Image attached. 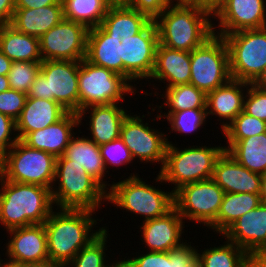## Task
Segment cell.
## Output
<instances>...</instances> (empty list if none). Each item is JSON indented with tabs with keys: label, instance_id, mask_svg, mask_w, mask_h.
Listing matches in <instances>:
<instances>
[{
	"label": "cell",
	"instance_id": "1",
	"mask_svg": "<svg viewBox=\"0 0 266 267\" xmlns=\"http://www.w3.org/2000/svg\"><path fill=\"white\" fill-rule=\"evenodd\" d=\"M152 20L123 3H113L97 27L87 36L86 59L126 78L127 40L140 33Z\"/></svg>",
	"mask_w": 266,
	"mask_h": 267
},
{
	"label": "cell",
	"instance_id": "2",
	"mask_svg": "<svg viewBox=\"0 0 266 267\" xmlns=\"http://www.w3.org/2000/svg\"><path fill=\"white\" fill-rule=\"evenodd\" d=\"M94 211L60 208L58 212H51L44 222L50 262L66 265L103 231L105 227L92 230L97 224V220L92 218Z\"/></svg>",
	"mask_w": 266,
	"mask_h": 267
},
{
	"label": "cell",
	"instance_id": "3",
	"mask_svg": "<svg viewBox=\"0 0 266 267\" xmlns=\"http://www.w3.org/2000/svg\"><path fill=\"white\" fill-rule=\"evenodd\" d=\"M0 224L6 231L44 224L55 208L51 189L7 181L0 175Z\"/></svg>",
	"mask_w": 266,
	"mask_h": 267
},
{
	"label": "cell",
	"instance_id": "4",
	"mask_svg": "<svg viewBox=\"0 0 266 267\" xmlns=\"http://www.w3.org/2000/svg\"><path fill=\"white\" fill-rule=\"evenodd\" d=\"M211 14L197 6H170L155 20L159 44L191 52L214 35ZM210 18V19H209Z\"/></svg>",
	"mask_w": 266,
	"mask_h": 267
},
{
	"label": "cell",
	"instance_id": "5",
	"mask_svg": "<svg viewBox=\"0 0 266 267\" xmlns=\"http://www.w3.org/2000/svg\"><path fill=\"white\" fill-rule=\"evenodd\" d=\"M58 183H55L57 182ZM58 184V186L54 185ZM51 189L54 206L60 208L90 209L100 208L107 201V190L83 166L73 163L64 155L57 157L55 179ZM103 200V201H102ZM59 207V208H58Z\"/></svg>",
	"mask_w": 266,
	"mask_h": 267
},
{
	"label": "cell",
	"instance_id": "6",
	"mask_svg": "<svg viewBox=\"0 0 266 267\" xmlns=\"http://www.w3.org/2000/svg\"><path fill=\"white\" fill-rule=\"evenodd\" d=\"M163 168L159 171L156 182L174 184L173 192L181 186L212 178L217 158L224 151V146H192L184 149L167 141Z\"/></svg>",
	"mask_w": 266,
	"mask_h": 267
},
{
	"label": "cell",
	"instance_id": "7",
	"mask_svg": "<svg viewBox=\"0 0 266 267\" xmlns=\"http://www.w3.org/2000/svg\"><path fill=\"white\" fill-rule=\"evenodd\" d=\"M107 200L118 209L144 217V221L165 216L174 208V192L146 184L137 173L109 184Z\"/></svg>",
	"mask_w": 266,
	"mask_h": 267
},
{
	"label": "cell",
	"instance_id": "8",
	"mask_svg": "<svg viewBox=\"0 0 266 267\" xmlns=\"http://www.w3.org/2000/svg\"><path fill=\"white\" fill-rule=\"evenodd\" d=\"M80 61L43 60L27 97L58 102L68 112H79Z\"/></svg>",
	"mask_w": 266,
	"mask_h": 267
},
{
	"label": "cell",
	"instance_id": "9",
	"mask_svg": "<svg viewBox=\"0 0 266 267\" xmlns=\"http://www.w3.org/2000/svg\"><path fill=\"white\" fill-rule=\"evenodd\" d=\"M56 157L18 140L1 158L0 175L7 181L53 188Z\"/></svg>",
	"mask_w": 266,
	"mask_h": 267
},
{
	"label": "cell",
	"instance_id": "10",
	"mask_svg": "<svg viewBox=\"0 0 266 267\" xmlns=\"http://www.w3.org/2000/svg\"><path fill=\"white\" fill-rule=\"evenodd\" d=\"M79 111L94 105L120 103L127 94L137 93L136 87L122 75L94 65L86 58L78 70Z\"/></svg>",
	"mask_w": 266,
	"mask_h": 267
},
{
	"label": "cell",
	"instance_id": "11",
	"mask_svg": "<svg viewBox=\"0 0 266 267\" xmlns=\"http://www.w3.org/2000/svg\"><path fill=\"white\" fill-rule=\"evenodd\" d=\"M232 79L253 83L266 68V27L223 36Z\"/></svg>",
	"mask_w": 266,
	"mask_h": 267
},
{
	"label": "cell",
	"instance_id": "12",
	"mask_svg": "<svg viewBox=\"0 0 266 267\" xmlns=\"http://www.w3.org/2000/svg\"><path fill=\"white\" fill-rule=\"evenodd\" d=\"M190 84L205 94L231 79L229 54L223 37L213 35L202 46L190 52Z\"/></svg>",
	"mask_w": 266,
	"mask_h": 267
},
{
	"label": "cell",
	"instance_id": "13",
	"mask_svg": "<svg viewBox=\"0 0 266 267\" xmlns=\"http://www.w3.org/2000/svg\"><path fill=\"white\" fill-rule=\"evenodd\" d=\"M224 191L208 179L181 186L174 192V208L185 220L209 227L217 218Z\"/></svg>",
	"mask_w": 266,
	"mask_h": 267
},
{
	"label": "cell",
	"instance_id": "14",
	"mask_svg": "<svg viewBox=\"0 0 266 267\" xmlns=\"http://www.w3.org/2000/svg\"><path fill=\"white\" fill-rule=\"evenodd\" d=\"M88 31L81 23L62 19L39 38L42 60L81 61L86 58Z\"/></svg>",
	"mask_w": 266,
	"mask_h": 267
},
{
	"label": "cell",
	"instance_id": "15",
	"mask_svg": "<svg viewBox=\"0 0 266 267\" xmlns=\"http://www.w3.org/2000/svg\"><path fill=\"white\" fill-rule=\"evenodd\" d=\"M148 125L140 115L128 114L122 122L120 138L129 148L133 159L139 158L141 163H161V170L165 162L168 138L166 134Z\"/></svg>",
	"mask_w": 266,
	"mask_h": 267
},
{
	"label": "cell",
	"instance_id": "16",
	"mask_svg": "<svg viewBox=\"0 0 266 267\" xmlns=\"http://www.w3.org/2000/svg\"><path fill=\"white\" fill-rule=\"evenodd\" d=\"M265 2V0H227L212 17L219 21V31H214V34L223 37L242 30L265 28Z\"/></svg>",
	"mask_w": 266,
	"mask_h": 267
},
{
	"label": "cell",
	"instance_id": "17",
	"mask_svg": "<svg viewBox=\"0 0 266 267\" xmlns=\"http://www.w3.org/2000/svg\"><path fill=\"white\" fill-rule=\"evenodd\" d=\"M6 260L35 265L49 262L47 235L44 224H34L7 231Z\"/></svg>",
	"mask_w": 266,
	"mask_h": 267
},
{
	"label": "cell",
	"instance_id": "18",
	"mask_svg": "<svg viewBox=\"0 0 266 267\" xmlns=\"http://www.w3.org/2000/svg\"><path fill=\"white\" fill-rule=\"evenodd\" d=\"M158 43V30L154 20L140 33L127 40L126 79L129 82L150 78Z\"/></svg>",
	"mask_w": 266,
	"mask_h": 267
},
{
	"label": "cell",
	"instance_id": "19",
	"mask_svg": "<svg viewBox=\"0 0 266 267\" xmlns=\"http://www.w3.org/2000/svg\"><path fill=\"white\" fill-rule=\"evenodd\" d=\"M222 235L249 255L266 250V204L239 217Z\"/></svg>",
	"mask_w": 266,
	"mask_h": 267
},
{
	"label": "cell",
	"instance_id": "20",
	"mask_svg": "<svg viewBox=\"0 0 266 267\" xmlns=\"http://www.w3.org/2000/svg\"><path fill=\"white\" fill-rule=\"evenodd\" d=\"M184 219L178 211L173 208L165 216L142 221V242L149 247L150 251L170 252L180 247L184 241L182 233L185 228ZM182 240V241H181Z\"/></svg>",
	"mask_w": 266,
	"mask_h": 267
},
{
	"label": "cell",
	"instance_id": "21",
	"mask_svg": "<svg viewBox=\"0 0 266 267\" xmlns=\"http://www.w3.org/2000/svg\"><path fill=\"white\" fill-rule=\"evenodd\" d=\"M212 179L224 193L260 192L261 175L240 165L225 150L215 162Z\"/></svg>",
	"mask_w": 266,
	"mask_h": 267
},
{
	"label": "cell",
	"instance_id": "22",
	"mask_svg": "<svg viewBox=\"0 0 266 267\" xmlns=\"http://www.w3.org/2000/svg\"><path fill=\"white\" fill-rule=\"evenodd\" d=\"M80 125L78 113L67 112L59 121L44 129L28 133L21 141L33 149L45 151L56 158L63 156L74 128Z\"/></svg>",
	"mask_w": 266,
	"mask_h": 267
},
{
	"label": "cell",
	"instance_id": "23",
	"mask_svg": "<svg viewBox=\"0 0 266 267\" xmlns=\"http://www.w3.org/2000/svg\"><path fill=\"white\" fill-rule=\"evenodd\" d=\"M122 107L117 103L94 105L78 112L80 124L84 115L90 113L88 130L91 133L90 139L97 145L100 146L120 138L122 122L128 115L127 110L125 111ZM88 109H90L89 112H87Z\"/></svg>",
	"mask_w": 266,
	"mask_h": 267
},
{
	"label": "cell",
	"instance_id": "24",
	"mask_svg": "<svg viewBox=\"0 0 266 267\" xmlns=\"http://www.w3.org/2000/svg\"><path fill=\"white\" fill-rule=\"evenodd\" d=\"M248 85V82L231 78L224 85L206 94L207 116L211 114L226 120L221 124L222 131L243 111L244 93Z\"/></svg>",
	"mask_w": 266,
	"mask_h": 267
},
{
	"label": "cell",
	"instance_id": "25",
	"mask_svg": "<svg viewBox=\"0 0 266 267\" xmlns=\"http://www.w3.org/2000/svg\"><path fill=\"white\" fill-rule=\"evenodd\" d=\"M164 81L166 87L189 84L191 78L190 52L171 49L158 43L155 64L149 79ZM168 85V86H167Z\"/></svg>",
	"mask_w": 266,
	"mask_h": 267
},
{
	"label": "cell",
	"instance_id": "26",
	"mask_svg": "<svg viewBox=\"0 0 266 267\" xmlns=\"http://www.w3.org/2000/svg\"><path fill=\"white\" fill-rule=\"evenodd\" d=\"M68 111L58 102L27 97L16 122V133L22 140L28 133L44 129L59 121Z\"/></svg>",
	"mask_w": 266,
	"mask_h": 267
},
{
	"label": "cell",
	"instance_id": "27",
	"mask_svg": "<svg viewBox=\"0 0 266 267\" xmlns=\"http://www.w3.org/2000/svg\"><path fill=\"white\" fill-rule=\"evenodd\" d=\"M62 19L63 4L32 9L15 8L10 25L19 32L39 39Z\"/></svg>",
	"mask_w": 266,
	"mask_h": 267
},
{
	"label": "cell",
	"instance_id": "28",
	"mask_svg": "<svg viewBox=\"0 0 266 267\" xmlns=\"http://www.w3.org/2000/svg\"><path fill=\"white\" fill-rule=\"evenodd\" d=\"M63 155L73 163L83 166L86 173L96 179L107 191L109 190L107 181H103L109 171H106L100 147L89 137L73 136Z\"/></svg>",
	"mask_w": 266,
	"mask_h": 267
},
{
	"label": "cell",
	"instance_id": "29",
	"mask_svg": "<svg viewBox=\"0 0 266 267\" xmlns=\"http://www.w3.org/2000/svg\"><path fill=\"white\" fill-rule=\"evenodd\" d=\"M0 51L12 62H42L39 39L17 31L10 24L0 25Z\"/></svg>",
	"mask_w": 266,
	"mask_h": 267
},
{
	"label": "cell",
	"instance_id": "30",
	"mask_svg": "<svg viewBox=\"0 0 266 267\" xmlns=\"http://www.w3.org/2000/svg\"><path fill=\"white\" fill-rule=\"evenodd\" d=\"M227 151L240 165L249 171L263 175L266 173V132L240 141H226Z\"/></svg>",
	"mask_w": 266,
	"mask_h": 267
},
{
	"label": "cell",
	"instance_id": "31",
	"mask_svg": "<svg viewBox=\"0 0 266 267\" xmlns=\"http://www.w3.org/2000/svg\"><path fill=\"white\" fill-rule=\"evenodd\" d=\"M260 195L252 193H224L216 220L208 227L222 235L239 217L255 209Z\"/></svg>",
	"mask_w": 266,
	"mask_h": 267
},
{
	"label": "cell",
	"instance_id": "32",
	"mask_svg": "<svg viewBox=\"0 0 266 267\" xmlns=\"http://www.w3.org/2000/svg\"><path fill=\"white\" fill-rule=\"evenodd\" d=\"M64 19L81 23L88 29L101 24L111 0H61Z\"/></svg>",
	"mask_w": 266,
	"mask_h": 267
},
{
	"label": "cell",
	"instance_id": "33",
	"mask_svg": "<svg viewBox=\"0 0 266 267\" xmlns=\"http://www.w3.org/2000/svg\"><path fill=\"white\" fill-rule=\"evenodd\" d=\"M224 245L205 249L199 254V267H247L249 254L226 240Z\"/></svg>",
	"mask_w": 266,
	"mask_h": 267
},
{
	"label": "cell",
	"instance_id": "34",
	"mask_svg": "<svg viewBox=\"0 0 266 267\" xmlns=\"http://www.w3.org/2000/svg\"><path fill=\"white\" fill-rule=\"evenodd\" d=\"M165 94L161 95L166 99L162 105L169 107L167 113L179 112L187 109L206 108V94L193 84H182L167 87Z\"/></svg>",
	"mask_w": 266,
	"mask_h": 267
},
{
	"label": "cell",
	"instance_id": "35",
	"mask_svg": "<svg viewBox=\"0 0 266 267\" xmlns=\"http://www.w3.org/2000/svg\"><path fill=\"white\" fill-rule=\"evenodd\" d=\"M107 230L104 228L95 239L83 247L64 267H112L115 263L111 262L110 265V262L107 263L108 261H106V239L109 235Z\"/></svg>",
	"mask_w": 266,
	"mask_h": 267
},
{
	"label": "cell",
	"instance_id": "36",
	"mask_svg": "<svg viewBox=\"0 0 266 267\" xmlns=\"http://www.w3.org/2000/svg\"><path fill=\"white\" fill-rule=\"evenodd\" d=\"M157 114L156 119L160 120L163 116L167 119L168 123L171 125L172 132L178 133H190L194 134L197 129L205 123L207 116L206 108H194L182 110L174 113H162Z\"/></svg>",
	"mask_w": 266,
	"mask_h": 267
},
{
	"label": "cell",
	"instance_id": "37",
	"mask_svg": "<svg viewBox=\"0 0 266 267\" xmlns=\"http://www.w3.org/2000/svg\"><path fill=\"white\" fill-rule=\"evenodd\" d=\"M222 132L227 141H240L265 133L266 122L242 111Z\"/></svg>",
	"mask_w": 266,
	"mask_h": 267
},
{
	"label": "cell",
	"instance_id": "38",
	"mask_svg": "<svg viewBox=\"0 0 266 267\" xmlns=\"http://www.w3.org/2000/svg\"><path fill=\"white\" fill-rule=\"evenodd\" d=\"M40 66L41 62H12L7 74L10 89L27 94L40 72Z\"/></svg>",
	"mask_w": 266,
	"mask_h": 267
},
{
	"label": "cell",
	"instance_id": "39",
	"mask_svg": "<svg viewBox=\"0 0 266 267\" xmlns=\"http://www.w3.org/2000/svg\"><path fill=\"white\" fill-rule=\"evenodd\" d=\"M99 147L106 170L110 168L109 165L117 168L120 165L132 163V160H134L129 148L121 138L102 144Z\"/></svg>",
	"mask_w": 266,
	"mask_h": 267
},
{
	"label": "cell",
	"instance_id": "40",
	"mask_svg": "<svg viewBox=\"0 0 266 267\" xmlns=\"http://www.w3.org/2000/svg\"><path fill=\"white\" fill-rule=\"evenodd\" d=\"M243 111L266 122V90L249 83L244 97Z\"/></svg>",
	"mask_w": 266,
	"mask_h": 267
},
{
	"label": "cell",
	"instance_id": "41",
	"mask_svg": "<svg viewBox=\"0 0 266 267\" xmlns=\"http://www.w3.org/2000/svg\"><path fill=\"white\" fill-rule=\"evenodd\" d=\"M27 94L14 89L0 93V113L16 121L25 106Z\"/></svg>",
	"mask_w": 266,
	"mask_h": 267
},
{
	"label": "cell",
	"instance_id": "42",
	"mask_svg": "<svg viewBox=\"0 0 266 267\" xmlns=\"http://www.w3.org/2000/svg\"><path fill=\"white\" fill-rule=\"evenodd\" d=\"M137 257L121 260L127 267H171L169 252L149 251Z\"/></svg>",
	"mask_w": 266,
	"mask_h": 267
},
{
	"label": "cell",
	"instance_id": "43",
	"mask_svg": "<svg viewBox=\"0 0 266 267\" xmlns=\"http://www.w3.org/2000/svg\"><path fill=\"white\" fill-rule=\"evenodd\" d=\"M185 241L180 247L169 252L171 267H199V251Z\"/></svg>",
	"mask_w": 266,
	"mask_h": 267
},
{
	"label": "cell",
	"instance_id": "44",
	"mask_svg": "<svg viewBox=\"0 0 266 267\" xmlns=\"http://www.w3.org/2000/svg\"><path fill=\"white\" fill-rule=\"evenodd\" d=\"M124 3L138 12L155 20L166 8L172 6L171 0H124Z\"/></svg>",
	"mask_w": 266,
	"mask_h": 267
},
{
	"label": "cell",
	"instance_id": "45",
	"mask_svg": "<svg viewBox=\"0 0 266 267\" xmlns=\"http://www.w3.org/2000/svg\"><path fill=\"white\" fill-rule=\"evenodd\" d=\"M14 137H11V136ZM16 122L0 113V158L18 141Z\"/></svg>",
	"mask_w": 266,
	"mask_h": 267
},
{
	"label": "cell",
	"instance_id": "46",
	"mask_svg": "<svg viewBox=\"0 0 266 267\" xmlns=\"http://www.w3.org/2000/svg\"><path fill=\"white\" fill-rule=\"evenodd\" d=\"M15 10V0H0V25L10 24Z\"/></svg>",
	"mask_w": 266,
	"mask_h": 267
},
{
	"label": "cell",
	"instance_id": "47",
	"mask_svg": "<svg viewBox=\"0 0 266 267\" xmlns=\"http://www.w3.org/2000/svg\"><path fill=\"white\" fill-rule=\"evenodd\" d=\"M54 4H62L61 0H15V8H39Z\"/></svg>",
	"mask_w": 266,
	"mask_h": 267
},
{
	"label": "cell",
	"instance_id": "48",
	"mask_svg": "<svg viewBox=\"0 0 266 267\" xmlns=\"http://www.w3.org/2000/svg\"><path fill=\"white\" fill-rule=\"evenodd\" d=\"M226 2L227 0H200V9L209 12L213 17Z\"/></svg>",
	"mask_w": 266,
	"mask_h": 267
},
{
	"label": "cell",
	"instance_id": "49",
	"mask_svg": "<svg viewBox=\"0 0 266 267\" xmlns=\"http://www.w3.org/2000/svg\"><path fill=\"white\" fill-rule=\"evenodd\" d=\"M247 267H266V250L250 255Z\"/></svg>",
	"mask_w": 266,
	"mask_h": 267
},
{
	"label": "cell",
	"instance_id": "50",
	"mask_svg": "<svg viewBox=\"0 0 266 267\" xmlns=\"http://www.w3.org/2000/svg\"><path fill=\"white\" fill-rule=\"evenodd\" d=\"M12 61L0 51V75L7 76L10 71Z\"/></svg>",
	"mask_w": 266,
	"mask_h": 267
},
{
	"label": "cell",
	"instance_id": "51",
	"mask_svg": "<svg viewBox=\"0 0 266 267\" xmlns=\"http://www.w3.org/2000/svg\"><path fill=\"white\" fill-rule=\"evenodd\" d=\"M259 195L261 203L266 204V173L261 175Z\"/></svg>",
	"mask_w": 266,
	"mask_h": 267
},
{
	"label": "cell",
	"instance_id": "52",
	"mask_svg": "<svg viewBox=\"0 0 266 267\" xmlns=\"http://www.w3.org/2000/svg\"><path fill=\"white\" fill-rule=\"evenodd\" d=\"M171 1L172 5L174 6H197L200 8V0H171Z\"/></svg>",
	"mask_w": 266,
	"mask_h": 267
},
{
	"label": "cell",
	"instance_id": "53",
	"mask_svg": "<svg viewBox=\"0 0 266 267\" xmlns=\"http://www.w3.org/2000/svg\"><path fill=\"white\" fill-rule=\"evenodd\" d=\"M252 84L260 89L266 90V68Z\"/></svg>",
	"mask_w": 266,
	"mask_h": 267
},
{
	"label": "cell",
	"instance_id": "54",
	"mask_svg": "<svg viewBox=\"0 0 266 267\" xmlns=\"http://www.w3.org/2000/svg\"><path fill=\"white\" fill-rule=\"evenodd\" d=\"M0 267H29V265L23 264L21 262L13 261L11 259H9L6 262L0 259Z\"/></svg>",
	"mask_w": 266,
	"mask_h": 267
},
{
	"label": "cell",
	"instance_id": "55",
	"mask_svg": "<svg viewBox=\"0 0 266 267\" xmlns=\"http://www.w3.org/2000/svg\"><path fill=\"white\" fill-rule=\"evenodd\" d=\"M9 79L7 76L0 75V93L9 90Z\"/></svg>",
	"mask_w": 266,
	"mask_h": 267
},
{
	"label": "cell",
	"instance_id": "56",
	"mask_svg": "<svg viewBox=\"0 0 266 267\" xmlns=\"http://www.w3.org/2000/svg\"><path fill=\"white\" fill-rule=\"evenodd\" d=\"M29 267H64V265L56 262H46L42 264L29 265Z\"/></svg>",
	"mask_w": 266,
	"mask_h": 267
},
{
	"label": "cell",
	"instance_id": "57",
	"mask_svg": "<svg viewBox=\"0 0 266 267\" xmlns=\"http://www.w3.org/2000/svg\"><path fill=\"white\" fill-rule=\"evenodd\" d=\"M115 264L112 267H127L122 261L115 260Z\"/></svg>",
	"mask_w": 266,
	"mask_h": 267
},
{
	"label": "cell",
	"instance_id": "58",
	"mask_svg": "<svg viewBox=\"0 0 266 267\" xmlns=\"http://www.w3.org/2000/svg\"><path fill=\"white\" fill-rule=\"evenodd\" d=\"M113 3H123L124 0H111Z\"/></svg>",
	"mask_w": 266,
	"mask_h": 267
}]
</instances>
